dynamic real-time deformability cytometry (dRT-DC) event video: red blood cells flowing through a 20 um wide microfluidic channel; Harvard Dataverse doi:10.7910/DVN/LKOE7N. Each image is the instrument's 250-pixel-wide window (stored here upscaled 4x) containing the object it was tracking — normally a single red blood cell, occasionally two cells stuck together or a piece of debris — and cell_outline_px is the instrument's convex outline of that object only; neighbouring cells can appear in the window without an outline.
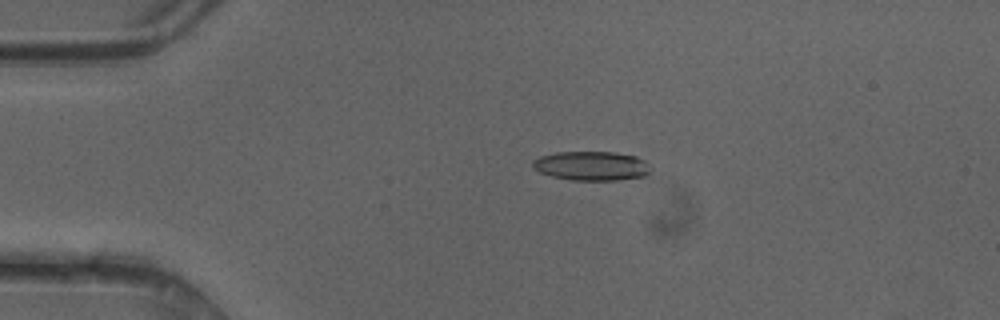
{"species": "common noctule bat (a hibernating species)", "species_latin": "Nyctalus noctula", "temperature_condition": "cold", "stored_images_in_passage": 49, "camera_frame_rate_fps": 3000, "um_per_image_px": 0.085, "animal": {"sex": "female"}, "frame": {"image": 1, "passage_image": 11, "time_ms": 3.333, "image_size_px": [1000, 320], "cell_outline_px": [[652, 168], [644, 176], [616, 180], [572, 180], [552, 176], [540, 172], [532, 164], [532, 160], [540, 156], [556, 152], [616, 152], [636, 156], [644, 160]], "centroid_in_image_um": [50.29, 14.09], "position_along_channel_um": 34.7, "area_um2": 20.0}}
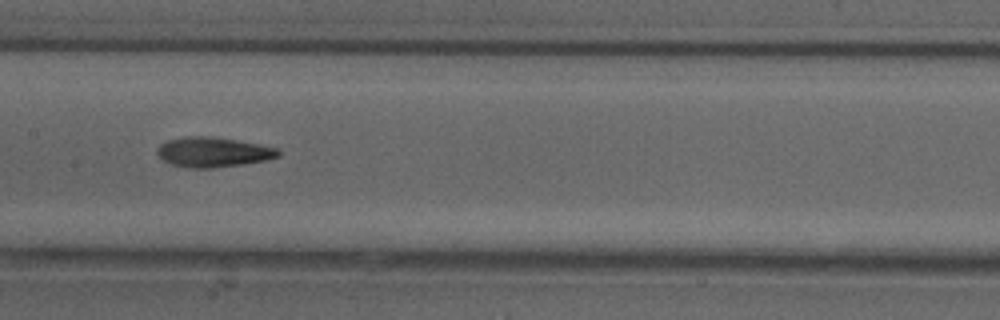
{"frame": {"image": 2, "passage_image": 25, "time_ms": 8.0, "image_size_px": [1000, 320], "cell_outline_px": [[280, 156], [268, 160], [244, 164], [212, 168], [192, 168], [172, 164], [164, 160], [156, 152], [156, 148], [160, 144], [168, 140], [184, 136], [212, 136], [260, 144], [280, 148]], "centroid_in_image_um": [18.16, 12.92], "position_along_channel_um": 189.2, "area_um2": 21.27}}
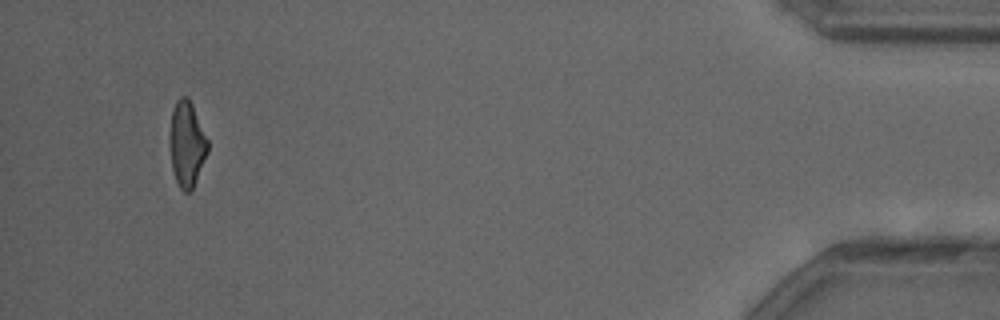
{"frame": {"image": 3, "passage_image": 47, "time_ms": 15.333, "image_size_px": [1000, 320], "cell_outline_px": [[208, 152], [192, 192], [184, 192], [180, 188], [176, 180], [172, 168], [168, 144], [168, 140], [172, 112], [176, 100], [180, 96], [188, 96], [192, 104], [208, 140]], "centroid_in_image_um": [15.86, 12.25], "position_along_channel_um": 419.3, "area_um2": 19.25}, "authors_computed_cell_mechanics": {"area_um2": 20.1144, "velocity_mm_per_s": 4.2028, "shape_relaxation_time_tau1_ms": 7.0106, "shape_relaxation_time_tau2_ms": 4.0663, "deformation_change_tau1": 0.2108, "deformation_change_tau2": 0.1442}}